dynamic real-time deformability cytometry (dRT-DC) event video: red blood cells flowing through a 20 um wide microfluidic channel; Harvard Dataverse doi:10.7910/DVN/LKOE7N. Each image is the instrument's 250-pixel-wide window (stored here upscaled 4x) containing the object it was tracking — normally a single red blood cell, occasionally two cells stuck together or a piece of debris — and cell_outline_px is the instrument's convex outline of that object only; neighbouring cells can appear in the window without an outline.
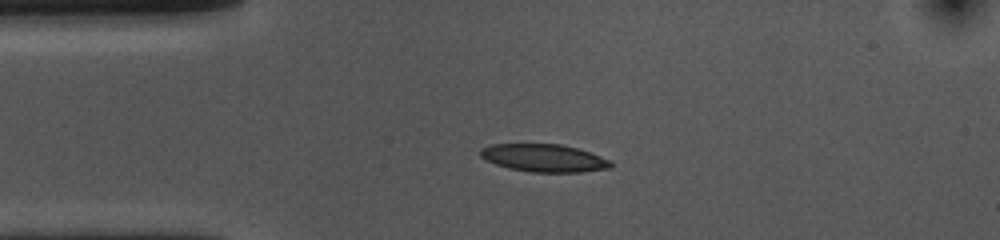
{"species": "common noctule bat (a hibernating species)", "species_latin": "Nyctalus noctula", "temperature_condition": "cold", "stored_images_in_passage": 43, "camera_frame_rate_fps": 3000, "um_per_image_px": 0.085, "animal": {"sex": "female", "body_mass_g": 10.0, "forearm_length_mm": 53.1}, "frame": {"image": 1, "passage_image": 1, "time_ms": 0.0, "image_size_px": [1000, 240], "cell_outline_px": [[612, 168], [580, 172], [532, 172], [508, 168], [496, 164], [480, 156], [480, 148], [492, 144], [560, 144], [576, 148], [612, 160]], "centroid_in_image_um": [46.25, 13.43], "position_along_channel_um": 38.7, "area_um2": 20.98}}
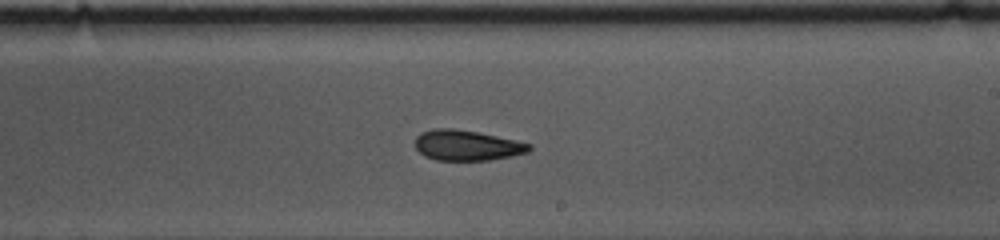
{"frame": {"image": 2, "passage_image": 20, "time_ms": 6.333, "image_size_px": [1000, 240], "cell_outline_px": [[532, 148], [528, 152], [512, 156], [488, 160], [436, 160], [424, 156], [416, 148], [416, 136], [420, 132], [436, 128], [452, 128], [476, 132], [516, 140], [532, 144]], "centroid_in_image_um": [39.69, 12.35], "position_along_channel_um": 249.3, "area_um2": 20.17}}
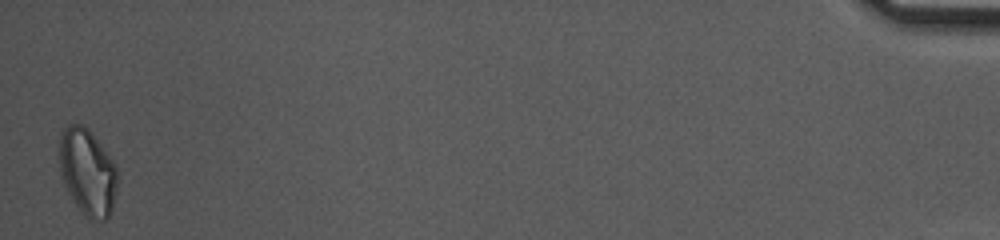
{"frame": {"image": 3, "passage_image": 43, "time_ms": 14.0, "image_size_px": [1000, 240], "cell_outline_px": [[116, 188], [112, 208], [108, 216], [104, 220], [88, 220], [80, 212], [72, 200], [64, 184], [60, 172], [60, 132], [68, 124], [80, 124], [88, 128], [116, 164]], "centroid_in_image_um": [7.42, 14.63], "position_along_channel_um": 427.8, "area_um2": 29.25}, "authors_computed_cell_mechanics": {"area_um2": 21.1548, "velocity_mm_per_s": 3.6193, "shape_relaxation_time_tau1_ms": 5.101, "shape_relaxation_time_tau2_ms": 5.7089, "deformation_change_tau1": 0.1171, "deformation_change_tau2": 0.1278}}